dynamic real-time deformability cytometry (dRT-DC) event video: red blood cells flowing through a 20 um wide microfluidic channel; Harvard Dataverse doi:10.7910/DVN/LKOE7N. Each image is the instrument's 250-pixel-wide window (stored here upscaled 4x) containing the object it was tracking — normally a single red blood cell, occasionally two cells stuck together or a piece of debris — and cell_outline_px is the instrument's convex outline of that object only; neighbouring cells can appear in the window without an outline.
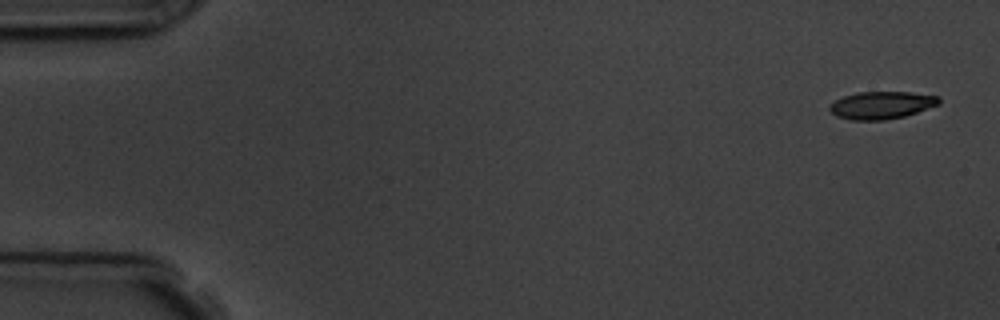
{"species": "common noctule bat (a hibernating species)", "species_latin": "Nyctalus noctula", "temperature_condition": "room temperature", "stored_images_in_passage": 15, "camera_frame_rate_fps": 3000, "um_per_image_px": 0.085, "animal": {"sex": "male", "body_mass_g": 19.5, "forearm_length_mm": 54.6}, "frame": {"image": 1, "passage_image": 1, "time_ms": 0.0, "image_size_px": [1000, 320], "cell_outline_px": [[940, 104], [904, 116], [884, 120], [852, 120], [836, 116], [828, 108], [836, 100], [844, 96], [856, 92], [908, 92], [940, 96]], "centroid_in_image_um": [74.94, 8.93], "position_along_channel_um": 10.1, "area_um2": 17.4}}
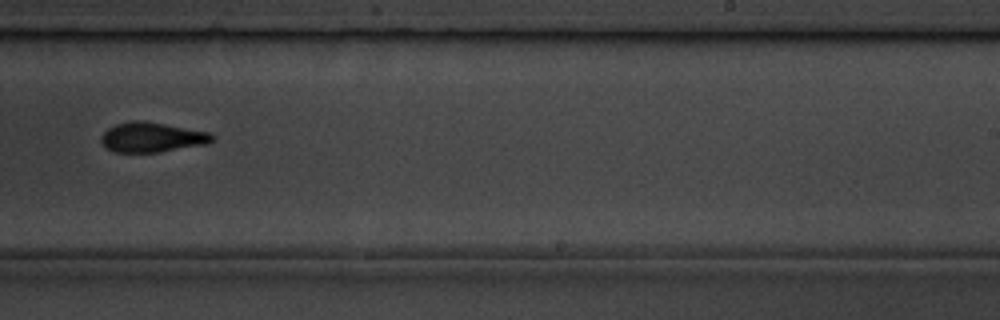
{"frame": {"image": 2, "passage_image": 10, "time_ms": 11.0, "image_size_px": [1000, 320], "cell_outline_px": [[216, 136], [208, 144], [160, 152], [112, 152], [100, 140], [100, 136], [108, 128], [116, 124], [132, 120], [144, 120], [208, 132]], "centroid_in_image_um": [12.91, 11.66], "position_along_channel_um": 276.1, "area_um2": 19.36}}
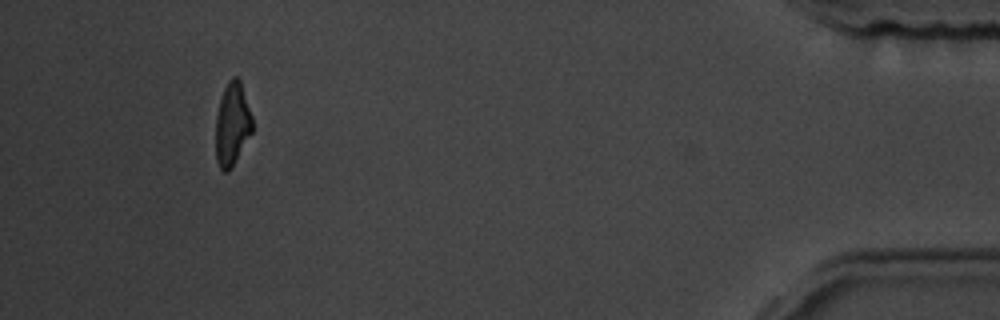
{"frame": {"image": 3, "passage_image": 14, "time_ms": 16.667, "image_size_px": [1000, 320], "cell_outline_px": [[252, 132], [232, 168], [228, 172], [224, 172], [220, 168], [216, 160], [216, 116], [220, 100], [224, 88], [228, 80], [232, 76], [236, 76], [240, 80], [252, 116]], "centroid_in_image_um": [19.74, 10.57], "position_along_channel_um": 415.5, "area_um2": 17.74}, "authors_computed_cell_mechanics": {"area_um2": 18.6694, "velocity_mm_per_s": 3.6549, "shape_relaxation_time_tau1_ms": 4.3216, "shape_relaxation_time_tau2_ms": 8.8475, "deformation_change_tau1": 0.1519, "deformation_change_tau2": 0.146}}